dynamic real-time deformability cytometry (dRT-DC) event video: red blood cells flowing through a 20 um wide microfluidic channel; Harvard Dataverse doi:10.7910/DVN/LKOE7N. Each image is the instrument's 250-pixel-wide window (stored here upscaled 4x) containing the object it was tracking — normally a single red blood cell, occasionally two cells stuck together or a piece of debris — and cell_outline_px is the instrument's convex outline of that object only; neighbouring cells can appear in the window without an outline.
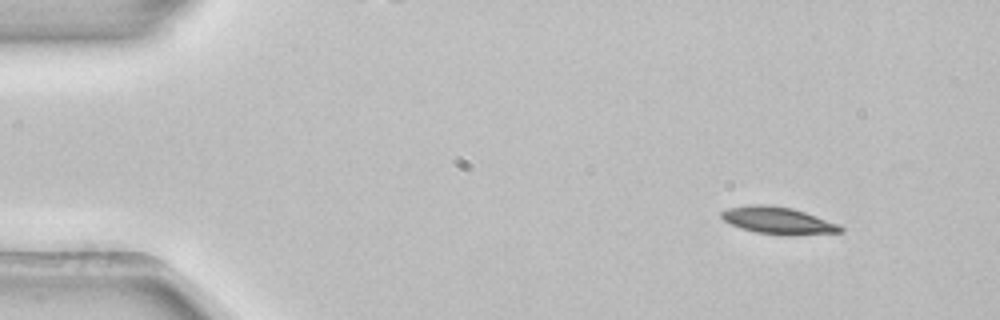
{"species": "common noctule bat (a hibernating species)", "species_latin": "Nyctalus noctula", "temperature_condition": "room temperature", "stored_images_in_passage": 4, "camera_frame_rate_fps": 3000, "um_per_image_px": 0.085, "animal": {"sex": "female", "body_mass_g": 22.7, "forearm_length_mm": 54.2}, "frame": {"image": 1, "passage_image": 1, "time_ms": 0.0, "image_size_px": [1000, 320], "cell_outline_px": [[844, 232], [756, 232], [740, 228], [724, 220], [720, 216], [720, 212], [728, 208], [752, 204], [764, 204], [792, 208], [840, 224], [844, 228]], "centroid_in_image_um": [66.06, 18.68], "position_along_channel_um": 18.9, "area_um2": 17.63}}
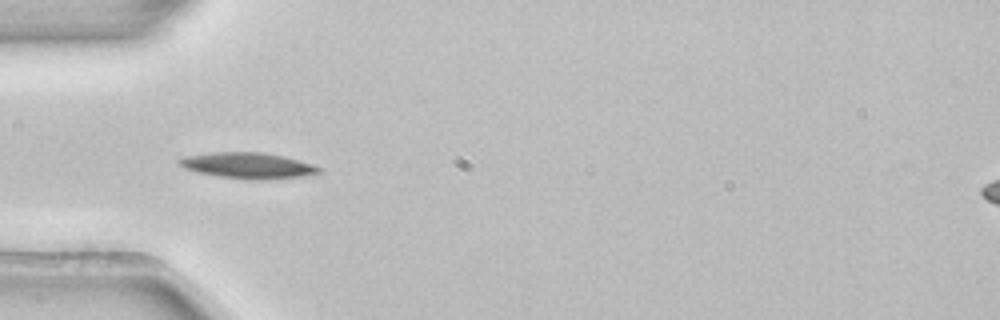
{"frame": {"image": 2, "passage_image": 4, "time_ms": 1.0, "image_size_px": [1000, 320], "cell_outline_px": [[320, 172], [304, 176], [268, 180], [252, 180], [216, 176], [196, 172], [184, 168], [176, 164], [176, 160], [184, 156], [212, 152], [260, 152], [284, 156], [312, 164], [320, 168]], "centroid_in_image_um": [21.01, 14.07], "position_along_channel_um": 64.0, "area_um2": 21.33}}